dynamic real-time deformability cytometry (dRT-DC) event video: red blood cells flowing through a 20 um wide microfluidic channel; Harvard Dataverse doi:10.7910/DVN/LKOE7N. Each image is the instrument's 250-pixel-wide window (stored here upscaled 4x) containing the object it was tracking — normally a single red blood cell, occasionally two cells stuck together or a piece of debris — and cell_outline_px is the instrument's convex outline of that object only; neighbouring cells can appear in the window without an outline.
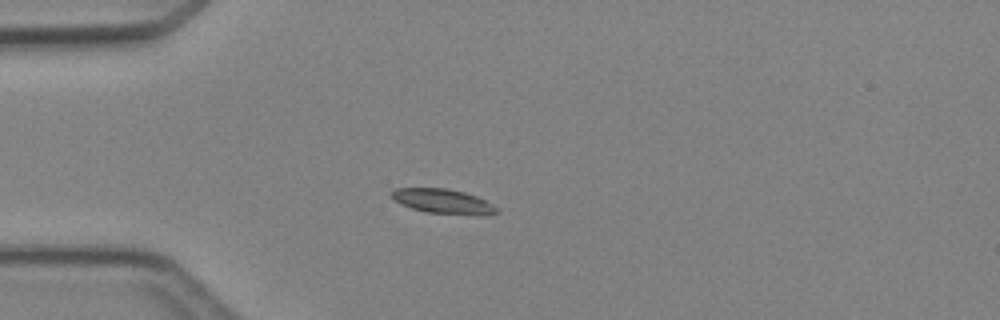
{"species": "Egyptian fruit bat (a non-hibernating species)", "species_latin": "Rousettus aegyptiacus", "temperature_condition": "cold", "stored_images_in_passage": 5, "camera_frame_rate_fps": 3000, "um_per_image_px": 0.085, "animal": {"sex": "female"}, "frame": {"image": 1, "passage_image": 3, "time_ms": 2.667, "image_size_px": [1000, 320], "cell_outline_px": [[496, 212], [428, 212], [412, 208], [400, 204], [392, 196], [392, 192], [396, 188], [448, 188], [464, 192], [476, 196], [492, 204], [496, 208]], "centroid_in_image_um": [37.51, 17.04], "position_along_channel_um": 47.5, "area_um2": 13.87}}
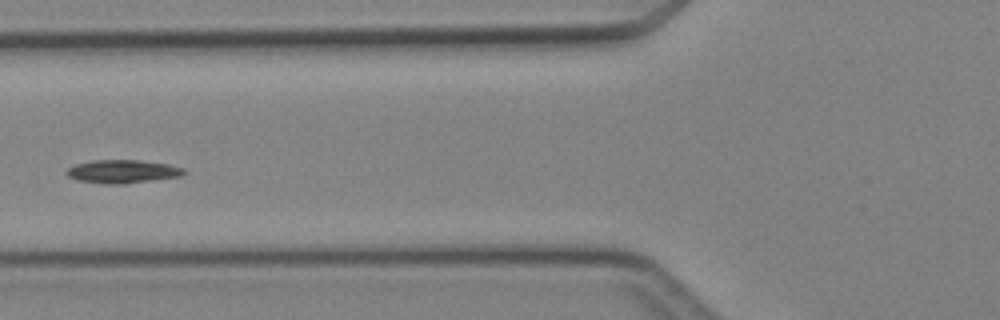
{"frame": {"image": 2, "passage_image": 5, "time_ms": 4.667, "image_size_px": [1000, 320], "cell_outline_px": [[184, 172], [180, 176], [124, 184], [108, 184], [76, 180], [68, 176], [64, 172], [68, 168], [76, 164], [92, 160], [140, 160], [168, 164], [184, 168]], "centroid_in_image_um": [10.37, 14.57], "position_along_channel_um": 115.4, "area_um2": 15.84}}